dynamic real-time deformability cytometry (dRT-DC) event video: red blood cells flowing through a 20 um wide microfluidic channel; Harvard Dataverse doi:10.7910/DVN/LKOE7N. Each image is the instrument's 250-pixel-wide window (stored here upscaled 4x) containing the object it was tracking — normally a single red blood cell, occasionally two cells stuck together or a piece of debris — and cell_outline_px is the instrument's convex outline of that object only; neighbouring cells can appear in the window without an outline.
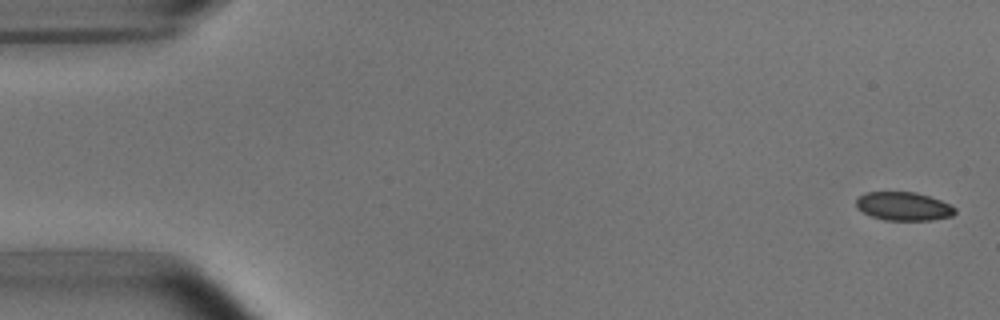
{"species": "common noctule bat (a hibernating species)", "species_latin": "Nyctalus noctula", "temperature_condition": "room temperature", "stored_images_in_passage": 4, "camera_frame_rate_fps": 3000, "um_per_image_px": 0.085, "animal": {"sex": "male", "body_mass_g": 15.6}, "frame": {"image": 1, "passage_image": 1, "time_ms": 0.0, "image_size_px": [1000, 320], "cell_outline_px": [[956, 212], [952, 216], [932, 220], [884, 220], [872, 216], [856, 208], [856, 200], [864, 192], [916, 192], [940, 200], [956, 208]], "centroid_in_image_um": [76.8, 17.53], "position_along_channel_um": 8.2, "area_um2": 16.36}}
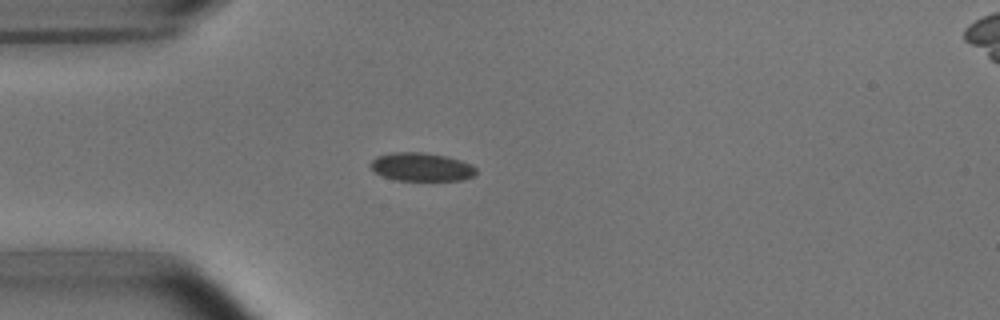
{"frame": {"image": 2, "passage_image": 4, "time_ms": 4.333, "image_size_px": [1000, 320], "cell_outline_px": [[476, 176], [464, 180], [396, 180], [384, 176], [376, 172], [368, 164], [376, 156], [392, 152], [420, 152], [448, 156], [472, 164], [476, 168]], "centroid_in_image_um": [35.85, 14.18], "position_along_channel_um": 49.1, "area_um2": 17.57}}